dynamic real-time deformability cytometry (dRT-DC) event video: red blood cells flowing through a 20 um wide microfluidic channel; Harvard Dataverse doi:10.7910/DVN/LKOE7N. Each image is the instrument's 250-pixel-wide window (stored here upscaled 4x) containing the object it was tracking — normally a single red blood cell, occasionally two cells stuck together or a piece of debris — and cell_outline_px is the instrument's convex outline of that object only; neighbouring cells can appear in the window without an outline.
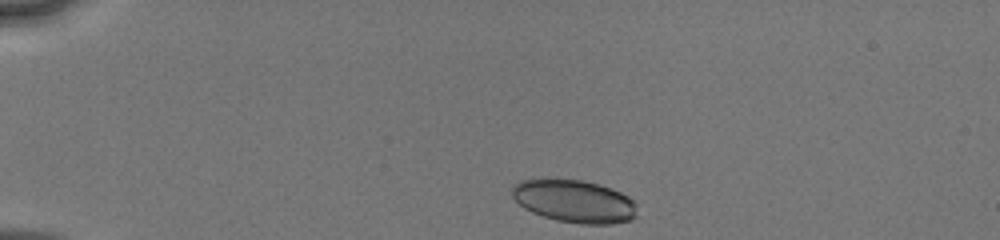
{"species": "human", "species_latin": "Homo sapiens", "temperature_condition": "cold", "stored_images_in_passage": 40, "camera_frame_rate_fps": 3000, "um_per_image_px": 0.085, "donor": {"sex": "male"}, "frame": {"image": 1, "passage_image": 1, "time_ms": 0.0, "image_size_px": [1000, 240], "cell_outline_px": [[636, 216], [632, 220], [612, 224], [580, 224], [556, 220], [532, 212], [524, 208], [512, 196], [512, 184], [520, 180], [580, 180], [600, 184], [620, 192], [628, 196], [636, 204]], "centroid_in_image_um": [48.84, 17.12], "position_along_channel_um": 36.2, "area_um2": 30.98}}
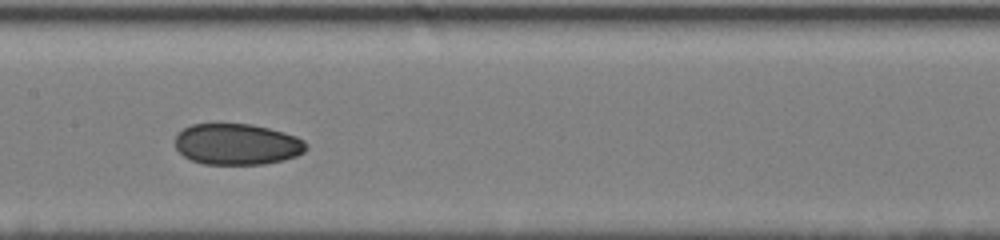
{"frame": {"image": 2, "passage_image": 17, "time_ms": 5.333, "image_size_px": [1000, 240], "cell_outline_px": [[308, 148], [304, 152], [296, 156], [284, 160], [264, 164], [204, 164], [192, 160], [184, 156], [176, 148], [176, 136], [184, 128], [192, 124], [252, 124], [284, 132], [296, 136], [304, 140]], "centroid_in_image_um": [20.18, 12.26], "position_along_channel_um": 187.2, "area_um2": 31.39}}
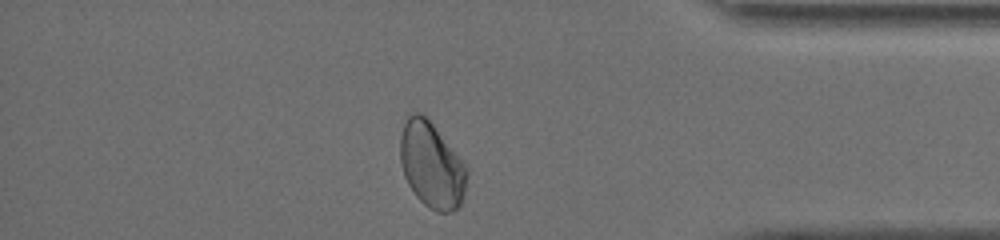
{"frame": {"image": 3, "passage_image": 34, "time_ms": 11.0, "image_size_px": [1000, 240], "cell_outline_px": [[468, 176], [464, 196], [460, 204], [452, 212], [436, 212], [424, 204], [416, 196], [408, 184], [404, 176], [400, 160], [400, 136], [404, 124], [408, 116], [412, 112], [420, 112], [432, 124], [468, 168]], "centroid_in_image_um": [36.68, 14.06], "position_along_channel_um": 398.5, "area_um2": 33.12}, "authors_computed_cell_mechanics": {"area_um2": 32.1079, "velocity_mm_per_s": 4.082, "shape_relaxation_time_tau1_ms": null, "shape_relaxation_time_tau2_ms": 2.4284, "deformation_change_tau1": null, "deformation_change_tau2": 0.052}}